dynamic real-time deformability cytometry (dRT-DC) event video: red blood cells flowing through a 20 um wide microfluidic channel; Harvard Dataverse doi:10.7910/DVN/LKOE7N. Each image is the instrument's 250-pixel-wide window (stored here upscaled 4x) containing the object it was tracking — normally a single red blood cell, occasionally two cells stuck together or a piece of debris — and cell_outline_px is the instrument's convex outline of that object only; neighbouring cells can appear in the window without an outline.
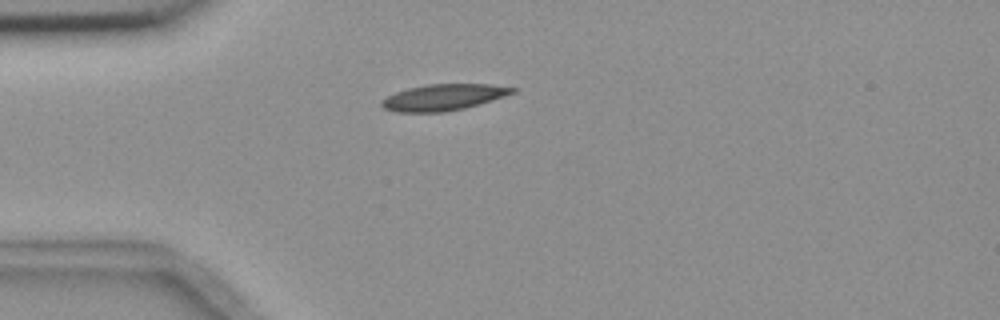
{"species": "common noctule bat (a hibernating species)", "species_latin": "Nyctalus noctula", "temperature_condition": "room temperature", "stored_images_in_passage": 1, "camera_frame_rate_fps": 3000, "um_per_image_px": 0.085, "animal": {"sex": "female", "body_mass_g": 18.4}, "frame": {"image": 1, "passage_image": 1, "time_ms": 0.0, "image_size_px": [1000, 320], "cell_outline_px": [[516, 92], [480, 104], [464, 108], [444, 112], [396, 112], [384, 108], [380, 104], [380, 100], [396, 92], [408, 88], [428, 84], [492, 84], [516, 88]], "centroid_in_image_um": [37.69, 8.27], "position_along_channel_um": 47.3, "area_um2": 20.0}}